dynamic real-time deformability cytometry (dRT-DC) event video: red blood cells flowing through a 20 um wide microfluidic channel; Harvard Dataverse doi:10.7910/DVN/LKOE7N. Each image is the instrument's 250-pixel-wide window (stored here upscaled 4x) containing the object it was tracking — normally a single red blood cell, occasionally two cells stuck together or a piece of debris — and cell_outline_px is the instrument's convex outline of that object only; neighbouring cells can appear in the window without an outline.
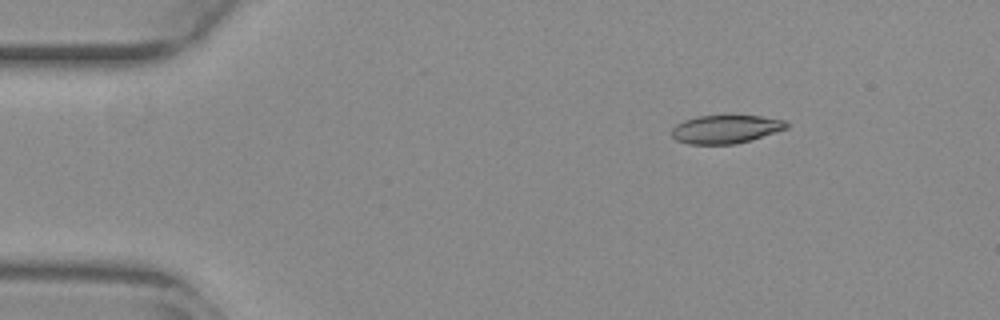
{"species": "common noctule bat (a hibernating species)", "species_latin": "Nyctalus noctula", "temperature_condition": "warm", "stored_images_in_passage": 46, "camera_frame_rate_fps": 3000, "um_per_image_px": 0.085, "animal": {"sex": "female", "body_mass_g": 29.2, "forearm_length_mm": 56.3}, "frame": {"image": 1, "passage_image": 1, "time_ms": 0.0, "image_size_px": [1000, 320], "cell_outline_px": [[788, 128], [776, 132], [736, 144], [688, 144], [676, 140], [672, 136], [672, 128], [676, 124], [684, 120], [696, 116], [728, 112], [760, 116], [784, 120], [788, 124]], "centroid_in_image_um": [61.67, 10.92], "position_along_channel_um": 23.3, "area_um2": 19.77}}
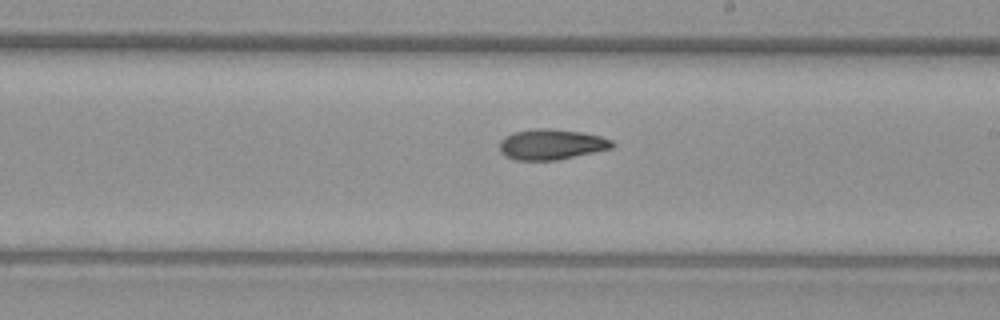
{"frame": {"image": 2, "passage_image": 24, "time_ms": 7.667, "image_size_px": [1000, 320], "cell_outline_px": [[616, 144], [612, 148], [556, 160], [516, 160], [504, 156], [500, 152], [500, 140], [504, 136], [512, 132], [536, 128], [548, 128], [580, 132], [600, 136], [612, 140]], "centroid_in_image_um": [46.83, 12.27], "position_along_channel_um": 242.2, "area_um2": 20.06}}
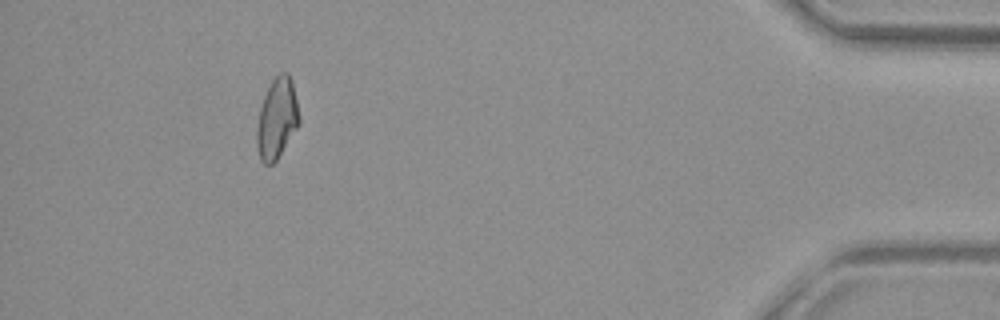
{"frame": {"image": 3, "passage_image": 42, "time_ms": 13.667, "image_size_px": [1000, 320], "cell_outline_px": [[300, 124], [276, 160], [272, 164], [264, 164], [260, 160], [256, 144], [256, 128], [260, 108], [264, 96], [272, 80], [280, 72], [288, 72], [292, 80], [300, 116]], "centroid_in_image_um": [23.54, 10.07], "position_along_channel_um": 411.7, "area_um2": 20.0}, "authors_computed_cell_mechanics": {"area_um2": 20.0566, "velocity_mm_per_s": 3.8899, "shape_relaxation_time_tau1_ms": null, "shape_relaxation_time_tau2_ms": 8.925, "deformation_change_tau1": null, "deformation_change_tau2": 0.1763}}